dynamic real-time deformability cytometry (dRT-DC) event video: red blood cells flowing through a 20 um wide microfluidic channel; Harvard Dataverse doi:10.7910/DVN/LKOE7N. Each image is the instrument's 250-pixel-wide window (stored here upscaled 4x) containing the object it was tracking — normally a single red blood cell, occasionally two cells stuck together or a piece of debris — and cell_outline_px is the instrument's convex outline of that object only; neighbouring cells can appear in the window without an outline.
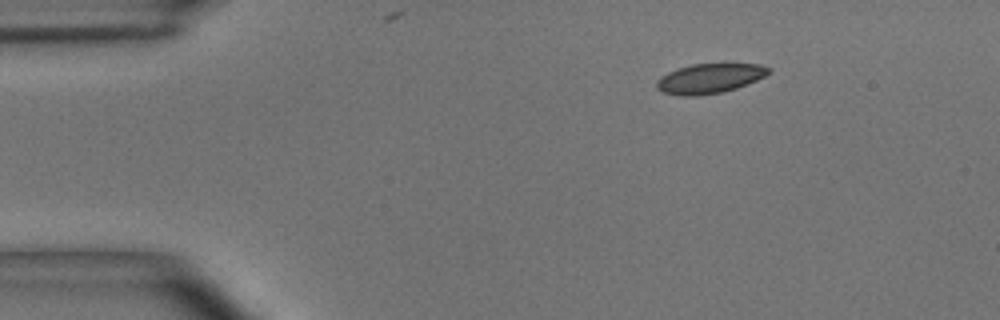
{"species": "common noctule bat (a hibernating species)", "species_latin": "Nyctalus noctula", "temperature_condition": "room temperature", "stored_images_in_passage": 6, "camera_frame_rate_fps": 3000, "um_per_image_px": 0.085, "animal": {"sex": "male", "body_mass_g": 15.6}, "frame": {"image": 1, "passage_image": 6, "time_ms": 1.667, "image_size_px": [1000, 320], "cell_outline_px": [[772, 72], [756, 80], [736, 88], [720, 92], [696, 96], [680, 96], [660, 92], [656, 88], [656, 80], [660, 76], [676, 68], [692, 64], [760, 64], [772, 68]], "centroid_in_image_um": [60.27, 6.67], "position_along_channel_um": 24.7, "area_um2": 19.54}}